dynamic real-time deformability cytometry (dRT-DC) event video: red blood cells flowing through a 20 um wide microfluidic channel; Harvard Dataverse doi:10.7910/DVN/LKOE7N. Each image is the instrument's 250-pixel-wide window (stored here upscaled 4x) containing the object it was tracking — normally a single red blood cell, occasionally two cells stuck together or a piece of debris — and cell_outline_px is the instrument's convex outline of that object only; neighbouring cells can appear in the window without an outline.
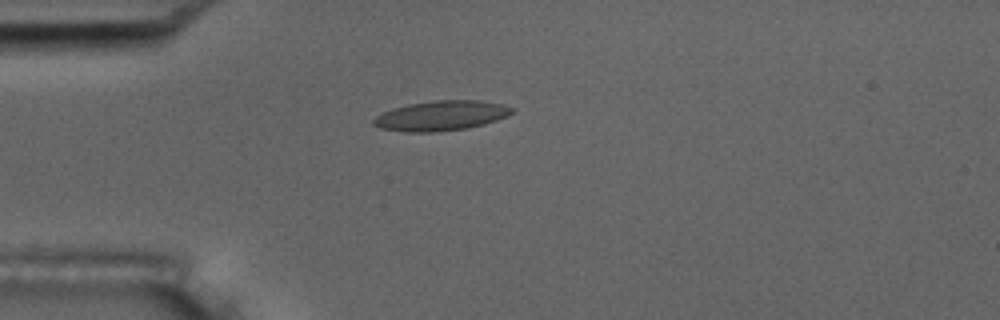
{"species": "common noctule bat (a hibernating species)", "species_latin": "Nyctalus noctula", "temperature_condition": "room temperature", "stored_images_in_passage": 4, "camera_frame_rate_fps": 3000, "um_per_image_px": 0.085, "animal": {"sex": "male", "body_mass_g": 17.5, "forearm_length_mm": 52.3}, "frame": {"image": 1, "passage_image": 4, "time_ms": 3.667, "image_size_px": [1000, 320], "cell_outline_px": [[516, 108], [508, 116], [484, 124], [468, 128], [436, 132], [404, 132], [380, 128], [372, 124], [372, 120], [376, 116], [392, 108], [408, 104], [436, 100], [480, 100], [504, 104]], "centroid_in_image_um": [37.51, 9.83], "position_along_channel_um": 47.5, "area_um2": 24.33}}